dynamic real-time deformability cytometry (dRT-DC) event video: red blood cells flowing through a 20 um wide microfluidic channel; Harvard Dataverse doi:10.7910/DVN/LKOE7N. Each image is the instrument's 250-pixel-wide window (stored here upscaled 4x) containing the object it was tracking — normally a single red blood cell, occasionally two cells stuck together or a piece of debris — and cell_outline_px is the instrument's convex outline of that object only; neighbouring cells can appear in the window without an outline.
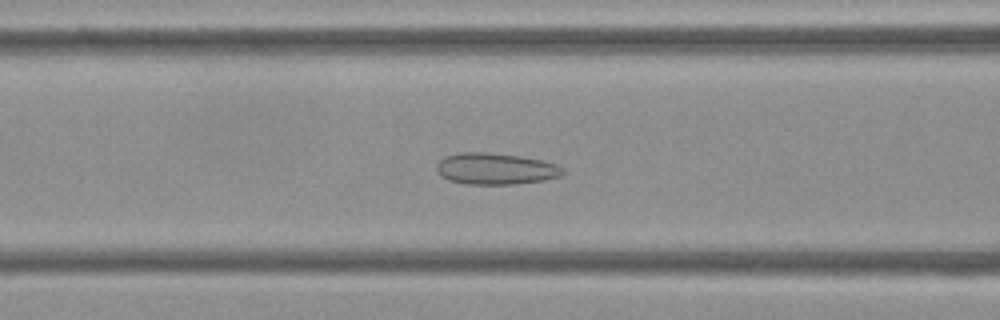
{"species": "Egyptian fruit bat (a non-hibernating species)", "species_latin": "Rousettus aegyptiacus", "temperature_condition": "cold", "stored_images_in_passage": 54, "camera_frame_rate_fps": 3000, "um_per_image_px": 0.085, "frame": {"image": 1, "passage_image": 22, "time_ms": 7.0, "image_size_px": [1000, 320], "cell_outline_px": [[564, 172], [560, 176], [544, 180], [512, 184], [464, 184], [448, 180], [440, 176], [436, 168], [436, 164], [444, 156], [460, 152], [488, 152], [520, 156], [540, 160], [556, 164], [564, 168]], "centroid_in_image_um": [42.08, 14.34], "position_along_channel_um": 124.5, "area_um2": 23.24}}
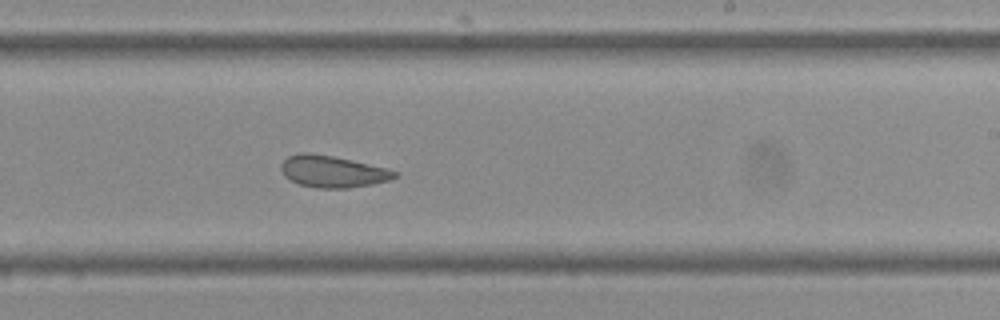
{"frame": {"image": 2, "passage_image": 33, "time_ms": 10.667, "image_size_px": [1000, 320], "cell_outline_px": [[400, 176], [388, 180], [372, 184], [348, 188], [320, 188], [300, 184], [288, 180], [284, 176], [280, 168], [280, 164], [288, 156], [300, 152], [308, 152], [332, 156], [388, 168], [400, 172]], "centroid_in_image_um": [28.28, 14.57], "position_along_channel_um": 260.7, "area_um2": 21.15}}
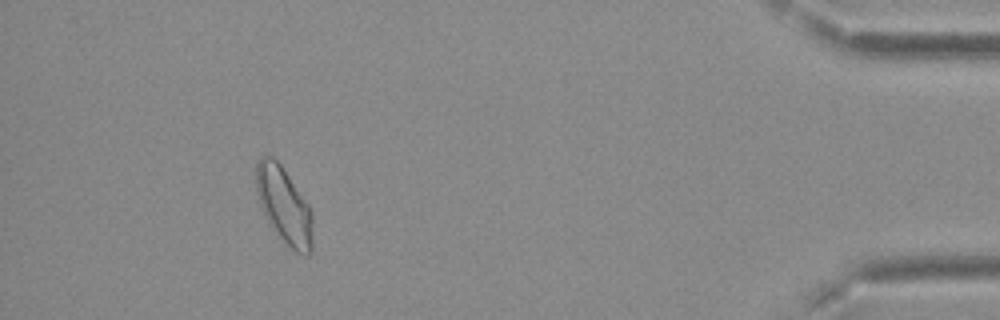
{"frame": {"image": 3, "passage_image": 50, "time_ms": 16.333, "image_size_px": [1000, 320], "cell_outline_px": [[312, 252], [308, 256], [296, 252], [276, 236], [268, 224], [264, 216], [256, 192], [256, 164], [260, 156], [272, 156], [280, 164], [308, 204], [312, 212]], "centroid_in_image_um": [24.13, 17.5], "position_along_channel_um": 411.1, "area_um2": 25.43}, "authors_computed_cell_mechanics": {"area_um2": 23.9292, "velocity_mm_per_s": 3.7181, "shape_relaxation_time_tau1_ms": null, "shape_relaxation_time_tau2_ms": 1.4448, "deformation_change_tau1": null, "deformation_change_tau2": 0.0875}}